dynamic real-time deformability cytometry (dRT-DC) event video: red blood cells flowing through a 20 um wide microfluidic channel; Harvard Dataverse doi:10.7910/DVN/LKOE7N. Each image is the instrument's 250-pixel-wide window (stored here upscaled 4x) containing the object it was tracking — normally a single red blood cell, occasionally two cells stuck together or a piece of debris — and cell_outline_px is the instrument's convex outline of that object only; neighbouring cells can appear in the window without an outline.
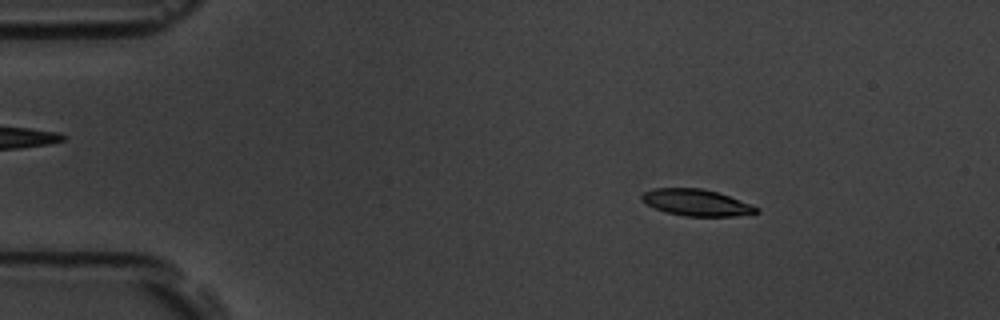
{"species": "common noctule bat (a hibernating species)", "species_latin": "Nyctalus noctula", "temperature_condition": "room temperature", "stored_images_in_passage": 3, "camera_frame_rate_fps": 3000, "um_per_image_px": 0.085, "animal": {"sex": "male", "body_mass_g": 19.5, "forearm_length_mm": 54.6}, "frame": {"image": 1, "passage_image": 2, "time_ms": 0.333, "image_size_px": [1000, 320], "cell_outline_px": [[760, 212], [736, 216], [684, 216], [668, 212], [656, 208], [640, 200], [640, 196], [644, 192], [652, 188], [700, 188], [716, 192], [752, 204], [760, 208]], "centroid_in_image_um": [59.21, 17.22], "position_along_channel_um": 25.8, "area_um2": 17.63}}